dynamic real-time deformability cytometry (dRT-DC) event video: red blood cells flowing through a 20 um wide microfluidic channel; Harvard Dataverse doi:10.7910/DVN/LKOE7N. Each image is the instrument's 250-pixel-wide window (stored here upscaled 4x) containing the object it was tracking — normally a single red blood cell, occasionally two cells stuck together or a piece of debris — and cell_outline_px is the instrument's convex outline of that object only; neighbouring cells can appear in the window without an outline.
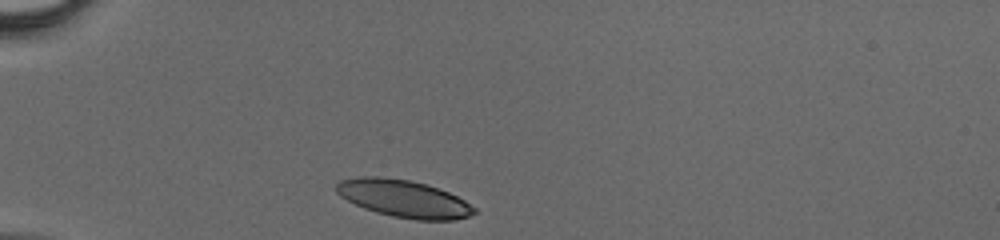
{"species": "human", "species_latin": "Homo sapiens", "temperature_condition": "cold", "stored_images_in_passage": 27, "camera_frame_rate_fps": 3000, "um_per_image_px": 0.085, "donor": {"sex": "male"}, "frame": {"image": 1, "passage_image": 1, "time_ms": 0.0, "image_size_px": [1000, 240], "cell_outline_px": [[476, 212], [468, 216], [456, 220], [416, 220], [392, 216], [376, 212], [364, 208], [340, 196], [336, 192], [336, 184], [340, 180], [364, 176], [376, 176], [408, 180], [424, 184], [448, 192], [464, 200], [476, 208]], "centroid_in_image_um": [34.31, 16.89], "position_along_channel_um": 50.7, "area_um2": 29.71}}
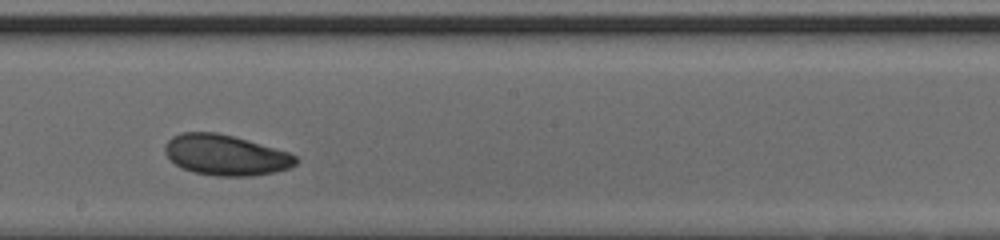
{"frame": {"image": 2, "passage_image": 15, "time_ms": 4.667, "image_size_px": [1000, 240], "cell_outline_px": [[296, 164], [288, 168], [276, 172], [252, 176], [216, 176], [192, 172], [176, 164], [164, 152], [164, 148], [168, 140], [172, 136], [180, 132], [216, 132], [248, 140], [288, 152], [296, 156]], "centroid_in_image_um": [19.16, 13.18], "position_along_channel_um": 229.0, "area_um2": 30.81}}
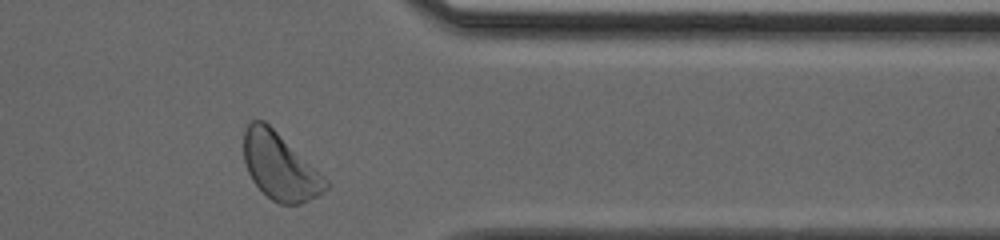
{"frame": {"image": 3, "passage_image": 26, "time_ms": 8.333, "image_size_px": [1000, 240], "cell_outline_px": [[328, 188], [324, 192], [300, 204], [280, 204], [272, 200], [252, 180], [248, 172], [244, 160], [244, 132], [248, 124], [252, 120], [264, 120], [328, 180]], "centroid_in_image_um": [23.78, 14.15], "position_along_channel_um": 387.6, "area_um2": 31.33}}